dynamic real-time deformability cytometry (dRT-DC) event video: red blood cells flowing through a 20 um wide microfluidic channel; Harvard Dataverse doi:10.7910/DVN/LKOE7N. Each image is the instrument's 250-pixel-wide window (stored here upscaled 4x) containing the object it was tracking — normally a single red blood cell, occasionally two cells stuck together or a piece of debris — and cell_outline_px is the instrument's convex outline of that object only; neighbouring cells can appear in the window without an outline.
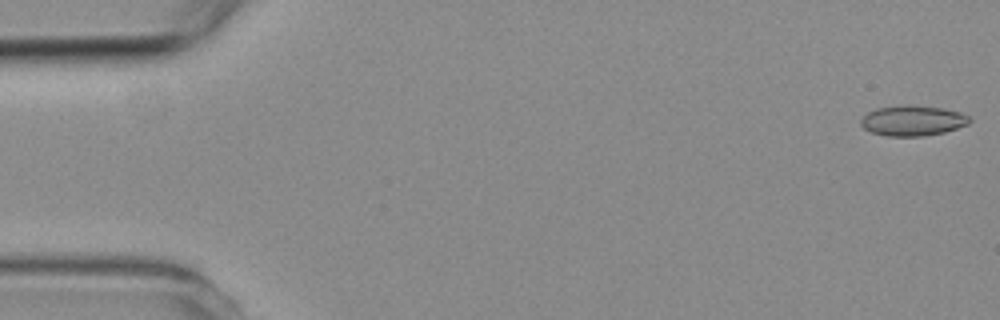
{"species": "common noctule bat (a hibernating species)", "species_latin": "Nyctalus noctula", "temperature_condition": "room temperature", "stored_images_in_passage": 6, "camera_frame_rate_fps": 3000, "um_per_image_px": 0.085, "animal": {"sex": "female", "body_mass_g": 19.3, "forearm_length_mm": 54.1}, "frame": {"image": 1, "passage_image": 1, "time_ms": 0.0, "image_size_px": [1000, 320], "cell_outline_px": [[972, 120], [968, 124], [944, 132], [924, 136], [888, 136], [872, 132], [864, 128], [860, 124], [860, 120], [868, 112], [876, 108], [900, 104], [908, 104], [944, 108], [960, 112], [968, 116]], "centroid_in_image_um": [77.57, 10.23], "position_along_channel_um": 7.4, "area_um2": 19.36}}